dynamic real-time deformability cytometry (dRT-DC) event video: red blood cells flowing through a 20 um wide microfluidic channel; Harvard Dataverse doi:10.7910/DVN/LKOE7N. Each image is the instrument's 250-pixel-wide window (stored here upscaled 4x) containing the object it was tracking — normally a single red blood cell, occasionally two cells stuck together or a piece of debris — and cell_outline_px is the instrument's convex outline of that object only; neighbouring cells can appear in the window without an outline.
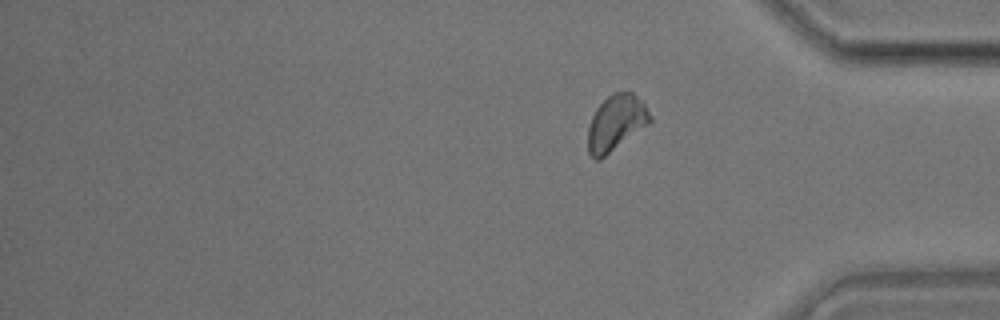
{"species": "common noctule bat (a hibernating species)", "species_latin": "Nyctalus noctula", "temperature_condition": "room temperature", "stored_images_in_passage": 30, "segment_of_instrument_passage": [2, 2], "camera_frame_rate_fps": 3000, "um_per_image_px": 0.085, "animal": {"sex": "male", "body_mass_g": 17.9}, "frame": {"image": 1, "passage_image": 30, "time_ms": 9.667, "image_size_px": [1000, 320], "cell_outline_px": [[652, 120], [648, 124], [600, 160], [596, 160], [588, 152], [588, 128], [592, 116], [596, 108], [612, 92], [632, 92], [644, 104], [652, 116]], "centroid_in_image_um": [52.35, 10.44], "position_along_channel_um": 382.9, "area_um2": 19.94}}